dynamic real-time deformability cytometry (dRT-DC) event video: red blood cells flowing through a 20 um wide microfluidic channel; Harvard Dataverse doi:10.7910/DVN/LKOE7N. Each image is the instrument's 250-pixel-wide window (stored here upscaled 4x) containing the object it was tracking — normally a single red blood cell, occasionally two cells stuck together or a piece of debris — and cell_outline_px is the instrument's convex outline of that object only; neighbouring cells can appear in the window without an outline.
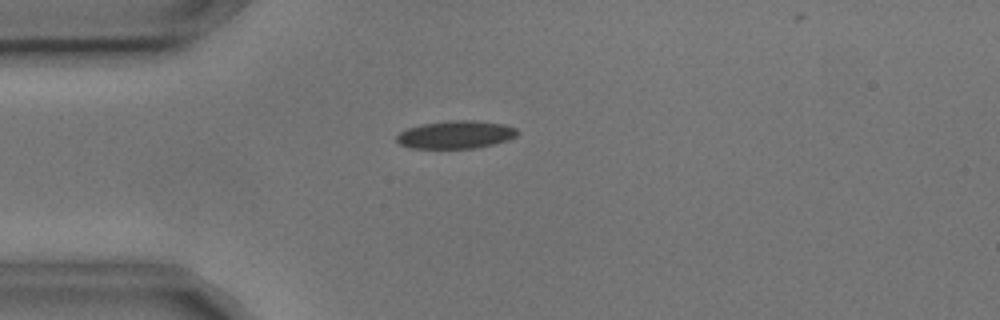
{"species": "common noctule bat (a hibernating species)", "species_latin": "Nyctalus noctula", "temperature_condition": "cold", "stored_images_in_passage": 5, "camera_frame_rate_fps": 3000, "um_per_image_px": 0.085, "animal": {"sex": "male", "body_mass_g": 17.9, "forearm_length_mm": 54.2}, "frame": {"image": 1, "passage_image": 2, "time_ms": 0.333, "image_size_px": [1000, 320], "cell_outline_px": [[520, 132], [516, 136], [508, 140], [476, 148], [412, 148], [400, 144], [396, 140], [396, 136], [400, 132], [408, 128], [424, 124], [448, 120], [472, 120], [504, 124], [516, 128]], "centroid_in_image_um": [38.76, 11.44], "position_along_channel_um": 46.2, "area_um2": 19.54}}
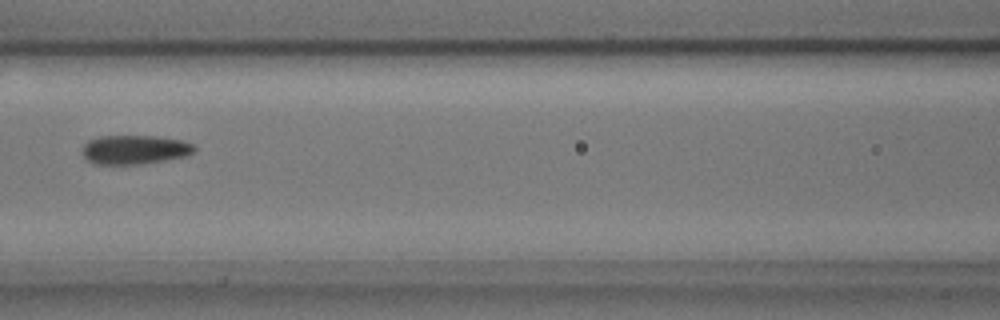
{"frame": {"image": 2, "passage_image": 5, "time_ms": 1.333, "image_size_px": [1000, 320], "cell_outline_px": [[196, 148], [188, 156], [164, 160], [136, 164], [92, 164], [80, 152], [84, 144], [88, 140], [100, 136], [156, 136], [184, 140], [192, 144]], "centroid_in_image_um": [11.42, 12.71], "position_along_channel_um": 155.2, "area_um2": 19.07}}